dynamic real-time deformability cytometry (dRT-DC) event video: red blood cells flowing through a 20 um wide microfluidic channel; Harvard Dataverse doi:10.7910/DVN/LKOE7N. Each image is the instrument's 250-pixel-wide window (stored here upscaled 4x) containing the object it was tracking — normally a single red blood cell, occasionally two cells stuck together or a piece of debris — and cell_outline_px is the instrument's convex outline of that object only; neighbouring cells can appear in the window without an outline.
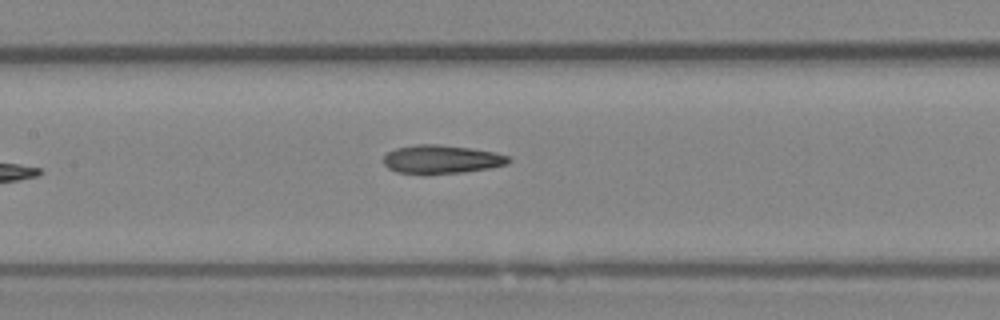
{"species": "Egyptian fruit bat (a non-hibernating species)", "species_latin": "Rousettus aegyptiacus", "temperature_condition": "room temperature", "stored_images_in_passage": 8, "camera_frame_rate_fps": 3000, "um_per_image_px": 0.085, "animal": {"sex": "female"}, "frame": {"image": 1, "passage_image": 8, "time_ms": 8.333, "image_size_px": [1000, 320], "cell_outline_px": [[512, 160], [508, 164], [492, 168], [464, 172], [424, 176], [396, 172], [388, 168], [384, 164], [384, 156], [388, 152], [396, 148], [416, 144], [440, 144], [496, 152], [508, 156]], "centroid_in_image_um": [37.52, 13.57], "position_along_channel_um": 169.9, "area_um2": 21.39}}